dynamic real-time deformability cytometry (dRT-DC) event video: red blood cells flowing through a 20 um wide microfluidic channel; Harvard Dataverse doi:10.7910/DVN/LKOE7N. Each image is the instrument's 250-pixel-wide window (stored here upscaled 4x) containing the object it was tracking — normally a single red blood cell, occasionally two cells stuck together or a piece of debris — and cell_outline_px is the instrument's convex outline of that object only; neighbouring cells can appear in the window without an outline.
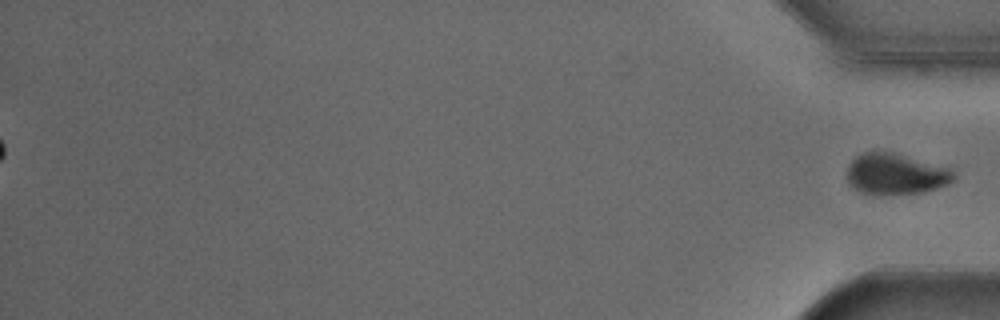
{"species": "Egyptian fruit bat (a non-hibernating species)", "species_latin": "Rousettus aegyptiacus", "temperature_condition": "cold", "stored_images_in_passage": 48, "segment_of_instrument_passage": [2, 2], "camera_frame_rate_fps": 3000, "um_per_image_px": 0.085, "animal": {"sex": "male"}, "frame": {"image": 1, "passage_image": 48, "time_ms": 15.667, "image_size_px": [1000, 320], "cell_outline_px": [[956, 176], [948, 184], [924, 192], [876, 196], [872, 196], [860, 192], [852, 188], [848, 184], [848, 164], [856, 156], [864, 152], [892, 152], [952, 168], [956, 172]], "centroid_in_image_um": [76.13, 14.82], "position_along_channel_um": 359.1, "area_um2": 25.95}}